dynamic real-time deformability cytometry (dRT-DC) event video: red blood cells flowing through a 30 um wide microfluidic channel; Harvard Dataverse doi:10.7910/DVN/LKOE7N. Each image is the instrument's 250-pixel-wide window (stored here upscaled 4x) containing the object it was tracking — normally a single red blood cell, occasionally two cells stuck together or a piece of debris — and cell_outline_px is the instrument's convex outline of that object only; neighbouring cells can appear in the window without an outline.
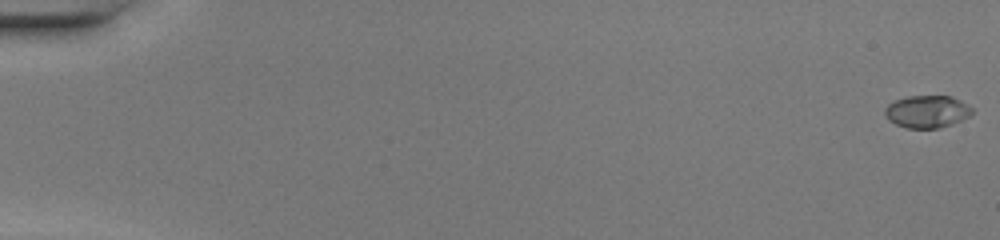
{"species": "common noctule bat (a hibernating species)", "species_latin": "Nyctalus noctula", "temperature_condition": "warm", "stored_images_in_passage": 49, "camera_frame_rate_fps": 3000, "um_per_image_px": 0.085, "animal": {"sex": "female", "body_mass_g": 20.0, "forearm_length_mm": 54.0}, "frame": {"image": 1, "passage_image": 1, "time_ms": 0.0, "image_size_px": [1000, 240], "cell_outline_px": [[972, 112], [968, 116], [952, 124], [940, 128], [908, 128], [896, 124], [888, 120], [884, 116], [884, 108], [888, 104], [896, 100], [908, 96], [952, 96], [960, 100], [972, 108]], "centroid_in_image_um": [78.76, 9.48], "position_along_channel_um": 6.2, "area_um2": 16.42}}
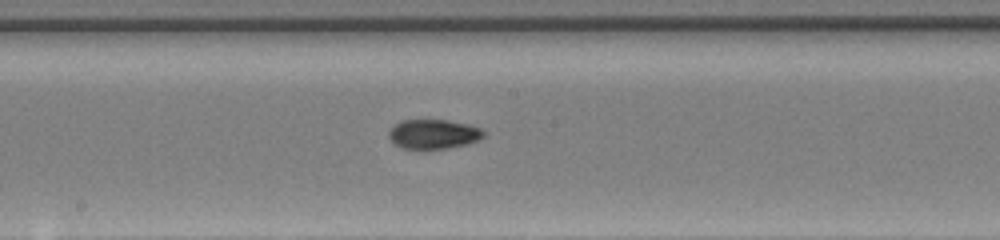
{"frame": {"image": 2, "passage_image": 28, "time_ms": 9.0, "image_size_px": [1000, 240], "cell_outline_px": [[484, 136], [480, 140], [468, 144], [448, 148], [400, 148], [388, 136], [388, 132], [400, 120], [448, 120], [468, 124], [480, 128], [484, 132]], "centroid_in_image_um": [36.87, 11.39], "position_along_channel_um": 211.3, "area_um2": 16.18}}
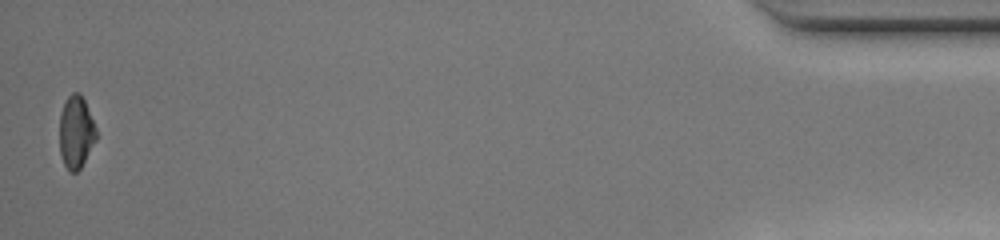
{"frame": {"image": 3, "passage_image": 49, "time_ms": 16.0, "image_size_px": [1000, 240], "cell_outline_px": [[96, 140], [80, 168], [76, 172], [68, 172], [64, 164], [60, 152], [60, 112], [68, 96], [72, 92], [80, 92], [84, 100], [96, 128]], "centroid_in_image_um": [6.45, 11.23], "position_along_channel_um": 428.7, "area_um2": 15.37}, "authors_computed_cell_mechanics": {"area_um2": 16.4152, "velocity_mm_per_s": 4.3256, "shape_relaxation_time_tau1_ms": 5.7231, "shape_relaxation_time_tau2_ms": 1.5571, "deformation_change_tau1": 0.2283, "deformation_change_tau2": 0.0473}}